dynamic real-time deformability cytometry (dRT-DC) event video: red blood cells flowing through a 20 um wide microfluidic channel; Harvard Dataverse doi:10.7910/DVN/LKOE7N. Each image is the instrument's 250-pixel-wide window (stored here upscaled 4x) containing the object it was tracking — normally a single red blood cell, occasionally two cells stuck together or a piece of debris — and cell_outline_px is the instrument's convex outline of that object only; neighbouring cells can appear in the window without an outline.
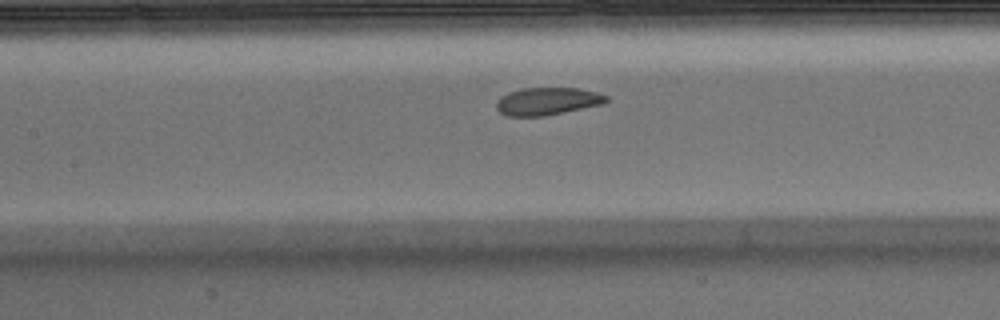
{"species": "Egyptian fruit bat (a non-hibernating species)", "species_latin": "Rousettus aegyptiacus", "temperature_condition": "warm", "stored_images_in_passage": 36, "camera_frame_rate_fps": 3000, "um_per_image_px": 0.085, "animal": {"sex": "male"}, "frame": {"image": 1, "passage_image": 8, "time_ms": 2.333, "image_size_px": [1000, 320], "cell_outline_px": [[608, 100], [604, 104], [544, 116], [508, 116], [500, 112], [496, 108], [496, 100], [500, 96], [508, 92], [524, 88], [580, 88], [596, 92], [608, 96]], "centroid_in_image_um": [46.52, 8.6], "position_along_channel_um": 160.9, "area_um2": 17.74}}
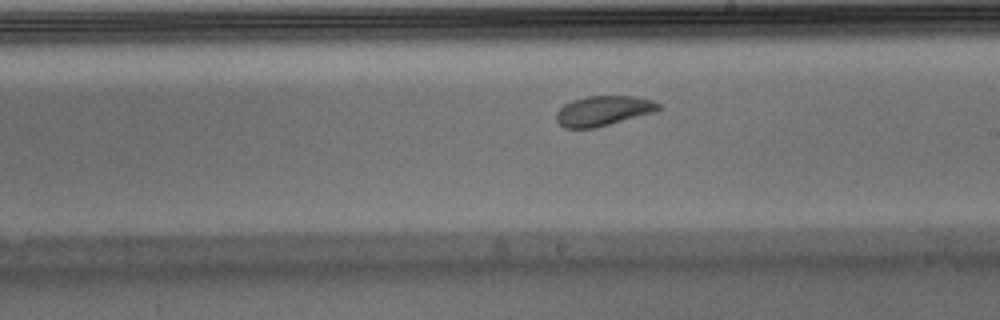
{"frame": {"image": 2, "passage_image": 14, "time_ms": 4.333, "image_size_px": [1000, 320], "cell_outline_px": [[664, 108], [656, 112], [596, 128], [564, 128], [556, 120], [556, 112], [564, 104], [572, 100], [584, 96], [636, 96], [652, 100], [660, 104]], "centroid_in_image_um": [51.31, 9.41], "position_along_channel_um": 237.7, "area_um2": 18.15}}
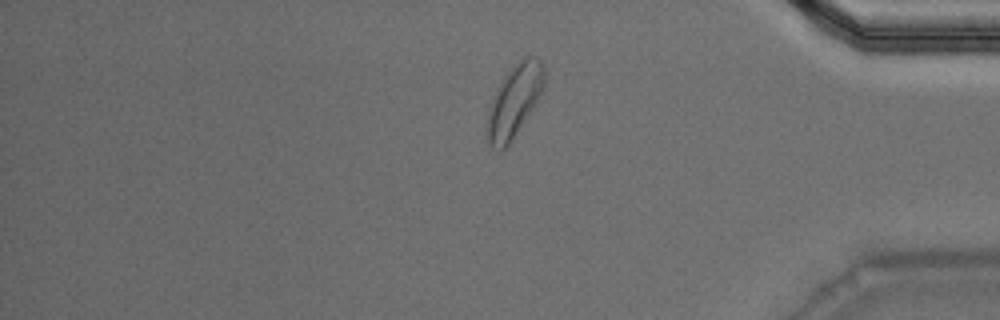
{"frame": {"image": 3, "passage_image": 28, "time_ms": 9.0, "image_size_px": [1000, 320], "cell_outline_px": [[544, 88], [508, 148], [500, 152], [492, 148], [484, 136], [484, 132], [488, 108], [504, 76], [524, 56], [532, 56], [540, 60], [544, 64]], "centroid_in_image_um": [43.67, 8.67], "position_along_channel_um": 391.5, "area_um2": 24.22}}